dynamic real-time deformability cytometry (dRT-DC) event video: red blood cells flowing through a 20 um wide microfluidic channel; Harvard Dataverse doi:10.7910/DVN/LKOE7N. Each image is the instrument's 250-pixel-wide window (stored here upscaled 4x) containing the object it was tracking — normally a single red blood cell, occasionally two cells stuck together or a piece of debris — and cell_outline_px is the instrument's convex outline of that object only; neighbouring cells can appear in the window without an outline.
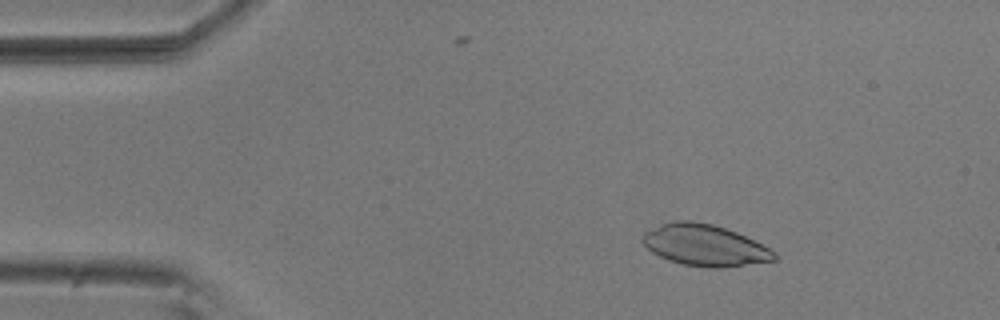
{"species": "common noctule bat (a hibernating species)", "species_latin": "Nyctalus noctula", "temperature_condition": "room temperature", "stored_images_in_passage": 54, "camera_frame_rate_fps": 3000, "um_per_image_px": 0.085, "animal": {"sex": "male", "body_mass_g": 20.5, "forearm_length_mm": 52.5}, "frame": {"image": 1, "passage_image": 8, "time_ms": 2.333, "image_size_px": [1000, 320], "cell_outline_px": [[776, 260], [720, 268], [708, 268], [684, 264], [668, 260], [652, 252], [640, 240], [640, 236], [644, 232], [660, 224], [672, 220], [692, 220], [712, 224], [736, 232], [776, 252]], "centroid_in_image_um": [59.84, 20.83], "position_along_channel_um": 25.2, "area_um2": 31.67}}
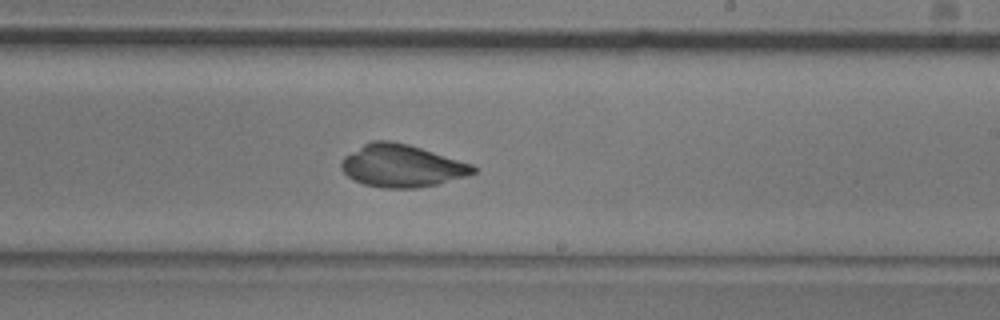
{"frame": {"image": 2, "passage_image": 32, "time_ms": 10.333, "image_size_px": [1000, 320], "cell_outline_px": [[476, 172], [468, 176], [440, 184], [416, 188], [384, 188], [364, 184], [352, 180], [340, 168], [340, 164], [344, 156], [364, 144], [372, 140], [392, 140], [408, 144], [472, 164], [476, 168]], "centroid_in_image_um": [34.15, 14.1], "position_along_channel_um": 254.9, "area_um2": 32.77}}
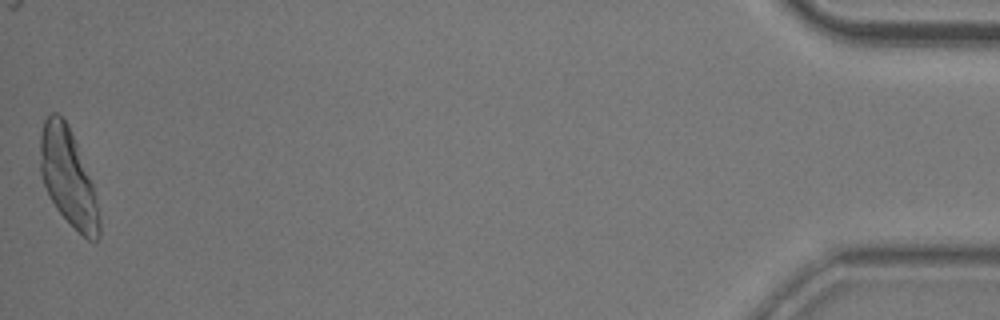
{"frame": {"image": 3, "passage_image": 54, "time_ms": 17.667, "image_size_px": [1000, 320], "cell_outline_px": [[100, 236], [96, 240], [88, 240], [56, 208], [48, 196], [40, 172], [40, 132], [44, 120], [52, 112], [56, 112], [68, 124], [92, 184], [100, 216]], "centroid_in_image_um": [5.76, 15.06], "position_along_channel_um": 429.4, "area_um2": 32.77}}